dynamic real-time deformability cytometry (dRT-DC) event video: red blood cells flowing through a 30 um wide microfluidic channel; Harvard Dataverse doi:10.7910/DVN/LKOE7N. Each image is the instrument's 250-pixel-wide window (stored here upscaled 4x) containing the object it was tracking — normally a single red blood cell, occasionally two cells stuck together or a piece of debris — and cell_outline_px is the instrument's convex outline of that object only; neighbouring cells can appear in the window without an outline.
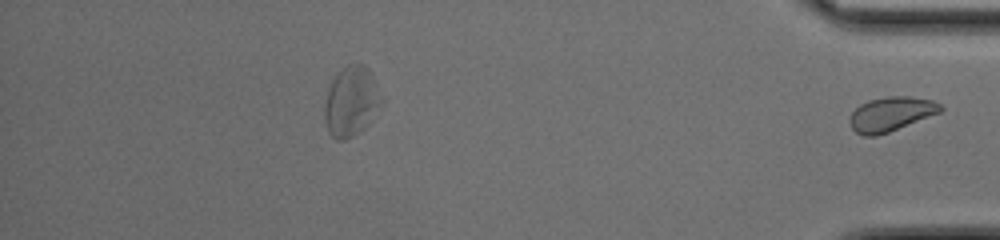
{"species": "common noctule bat (a hibernating species)", "species_latin": "Nyctalus noctula", "temperature_condition": "cold", "stored_images_in_passage": 31, "segment_of_instrument_passage": [2, 2], "camera_frame_rate_fps": 3000, "um_per_image_px": 0.085, "animal": {"sex": "female", "body_mass_g": 17.0, "forearm_length_mm": 48.0}, "frame": {"image": 1, "passage_image": 31, "time_ms": 10.0, "image_size_px": [1000, 240], "cell_outline_px": [[944, 108], [940, 112], [888, 132], [876, 136], [864, 136], [856, 132], [852, 128], [848, 120], [852, 112], [860, 104], [868, 100], [884, 96], [912, 96], [932, 100], [940, 104]], "centroid_in_image_um": [75.71, 9.68], "position_along_channel_um": 359.5, "area_um2": 18.15}}